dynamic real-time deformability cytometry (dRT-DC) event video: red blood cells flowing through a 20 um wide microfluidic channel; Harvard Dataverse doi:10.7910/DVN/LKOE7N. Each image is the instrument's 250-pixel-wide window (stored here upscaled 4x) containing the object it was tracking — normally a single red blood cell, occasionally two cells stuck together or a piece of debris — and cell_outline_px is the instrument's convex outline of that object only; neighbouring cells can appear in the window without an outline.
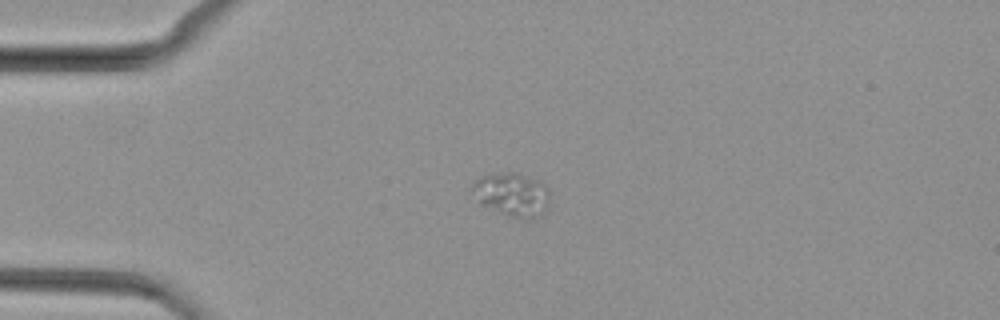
{"species": "common noctule bat (a hibernating species)", "species_latin": "Nyctalus noctula", "temperature_condition": "cold", "stored_images_in_passage": 37, "camera_frame_rate_fps": 3000, "um_per_image_px": 0.085, "animal": {"sex": "female", "body_mass_g": 29.2, "forearm_length_mm": 56.3}, "frame": {"image": 1, "passage_image": 1, "time_ms": 0.0, "image_size_px": [1000, 320], "cell_outline_px": [[548, 208], [544, 212], [532, 220], [528, 220], [508, 216], [480, 204], [472, 188], [476, 180], [480, 176], [496, 172], [512, 172], [540, 180], [548, 188]], "centroid_in_image_um": [43.55, 16.54], "position_along_channel_um": 41.4, "area_um2": 19.77}}
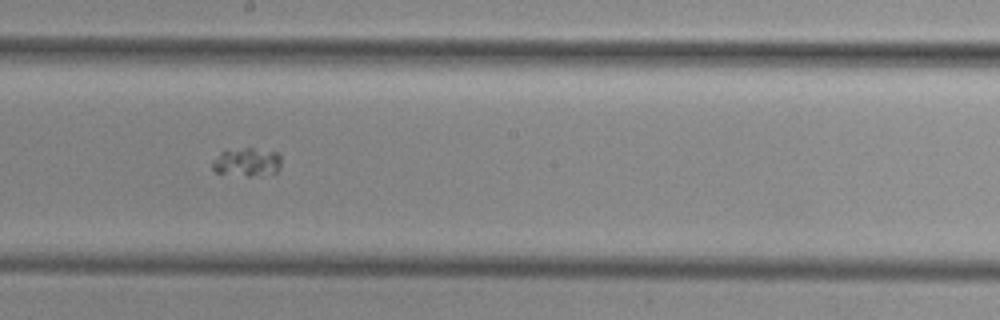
{"frame": {"image": 2, "passage_image": 16, "time_ms": 5.0, "image_size_px": [1000, 320], "cell_outline_px": [[280, 168], [276, 172], [260, 176], [248, 176], [216, 172], [212, 168], [212, 160], [220, 152], [244, 148], [252, 148], [276, 152], [280, 156]], "centroid_in_image_um": [20.99, 13.79], "position_along_channel_um": 227.2, "area_um2": 11.39}}
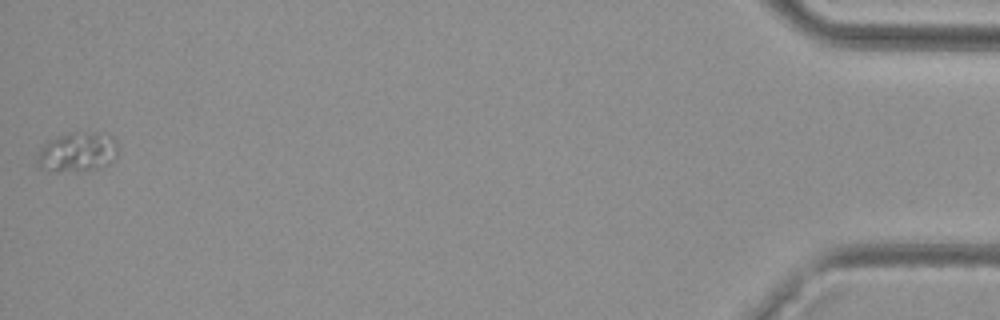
{"frame": {"image": 3, "passage_image": 37, "time_ms": 12.0, "image_size_px": [1000, 320], "cell_outline_px": [[120, 148], [116, 160], [104, 168], [84, 172], [52, 172], [40, 168], [36, 164], [36, 156], [44, 140], [68, 132], [100, 132], [112, 136], [116, 140]], "centroid_in_image_um": [6.6, 12.94], "position_along_channel_um": 428.6, "area_um2": 20.11}}